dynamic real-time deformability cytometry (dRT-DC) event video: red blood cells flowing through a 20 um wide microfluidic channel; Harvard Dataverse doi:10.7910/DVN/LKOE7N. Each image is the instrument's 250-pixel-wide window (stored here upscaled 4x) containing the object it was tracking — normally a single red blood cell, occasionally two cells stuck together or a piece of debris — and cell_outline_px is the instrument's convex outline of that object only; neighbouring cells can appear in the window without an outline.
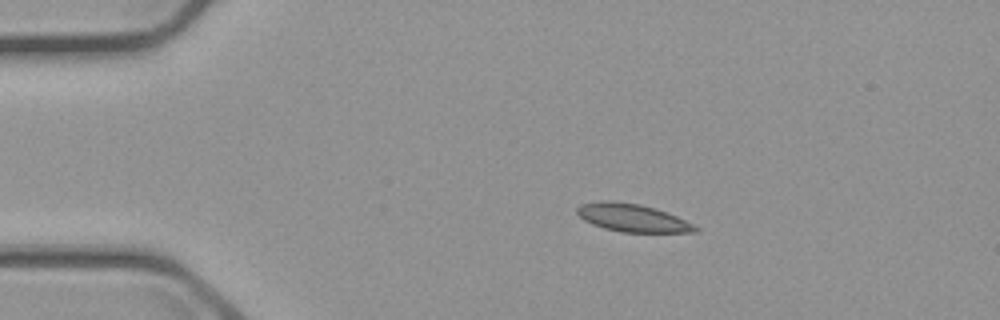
{"species": "common noctule bat (a hibernating species)", "species_latin": "Nyctalus noctula", "temperature_condition": "cold", "stored_images_in_passage": 4, "camera_frame_rate_fps": 3000, "um_per_image_px": 0.085, "animal": {"sex": "male", "body_mass_g": 23.1, "forearm_length_mm": 52.7}, "frame": {"image": 1, "passage_image": 4, "time_ms": 6.333, "image_size_px": [1000, 320], "cell_outline_px": [[700, 232], [620, 232], [604, 228], [592, 224], [584, 220], [576, 212], [576, 208], [580, 204], [600, 200], [612, 200], [640, 204], [656, 208], [676, 216], [700, 228]], "centroid_in_image_um": [53.73, 18.5], "position_along_channel_um": 31.3, "area_um2": 19.31}}